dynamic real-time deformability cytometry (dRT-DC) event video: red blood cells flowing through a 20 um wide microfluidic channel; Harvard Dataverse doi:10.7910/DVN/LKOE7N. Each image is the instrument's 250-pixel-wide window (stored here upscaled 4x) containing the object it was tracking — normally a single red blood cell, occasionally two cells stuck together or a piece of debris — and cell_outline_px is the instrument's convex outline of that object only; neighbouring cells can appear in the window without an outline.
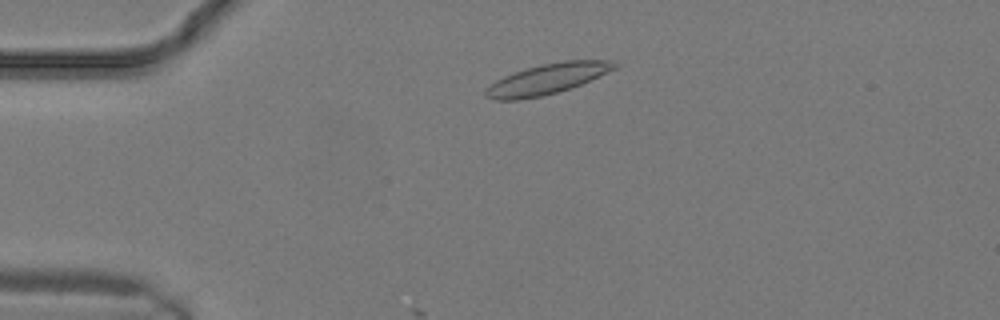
{"species": "common noctule bat (a hibernating species)", "species_latin": "Nyctalus noctula", "temperature_condition": "warm", "stored_images_in_passage": 10, "camera_frame_rate_fps": 3000, "um_per_image_px": 0.085, "animal": {"sex": "male", "body_mass_g": 19.2, "forearm_length_mm": 51.8}, "frame": {"image": 1, "passage_image": 3, "time_ms": 0.667, "image_size_px": [1000, 320], "cell_outline_px": [[620, 64], [616, 68], [572, 88], [540, 96], [520, 100], [492, 100], [484, 96], [484, 88], [496, 80], [504, 76], [528, 68], [544, 64], [564, 60], [612, 60]], "centroid_in_image_um": [46.49, 6.72], "position_along_channel_um": 38.5, "area_um2": 22.77}}
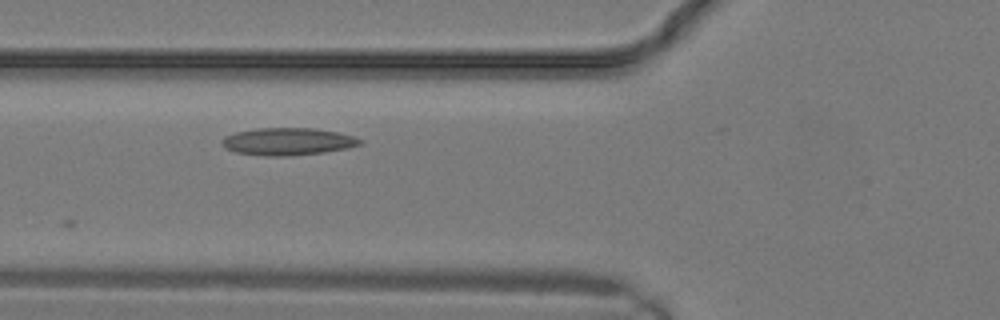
{"frame": {"image": 2, "passage_image": 7, "time_ms": 2.0, "image_size_px": [1000, 320], "cell_outline_px": [[364, 144], [348, 148], [324, 152], [288, 156], [264, 156], [236, 152], [224, 148], [220, 140], [224, 136], [236, 132], [256, 128], [316, 128], [336, 132], [352, 136], [364, 140]], "centroid_in_image_um": [24.46, 12.03], "position_along_channel_um": 101.3, "area_um2": 22.2}}
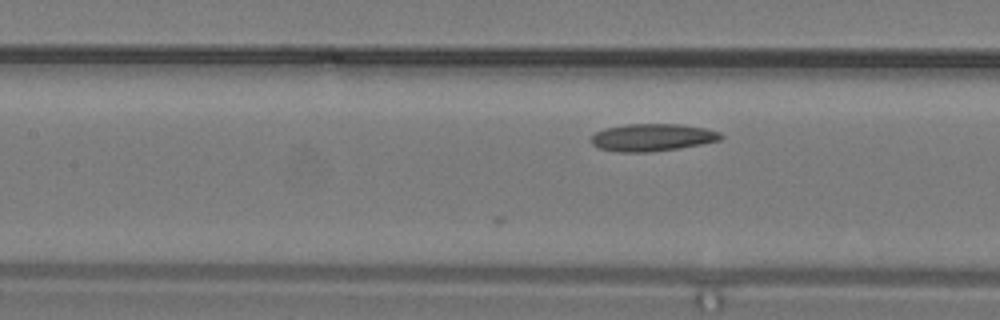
{"frame": {"image": 3, "passage_image": 9, "time_ms": 2.667, "image_size_px": [1000, 320], "cell_outline_px": [[724, 136], [720, 140], [680, 148], [648, 152], [616, 152], [596, 148], [592, 144], [592, 136], [596, 132], [604, 128], [624, 124], [680, 124], [704, 128], [720, 132]], "centroid_in_image_um": [55.41, 11.68], "position_along_channel_um": 152.0, "area_um2": 20.81}}